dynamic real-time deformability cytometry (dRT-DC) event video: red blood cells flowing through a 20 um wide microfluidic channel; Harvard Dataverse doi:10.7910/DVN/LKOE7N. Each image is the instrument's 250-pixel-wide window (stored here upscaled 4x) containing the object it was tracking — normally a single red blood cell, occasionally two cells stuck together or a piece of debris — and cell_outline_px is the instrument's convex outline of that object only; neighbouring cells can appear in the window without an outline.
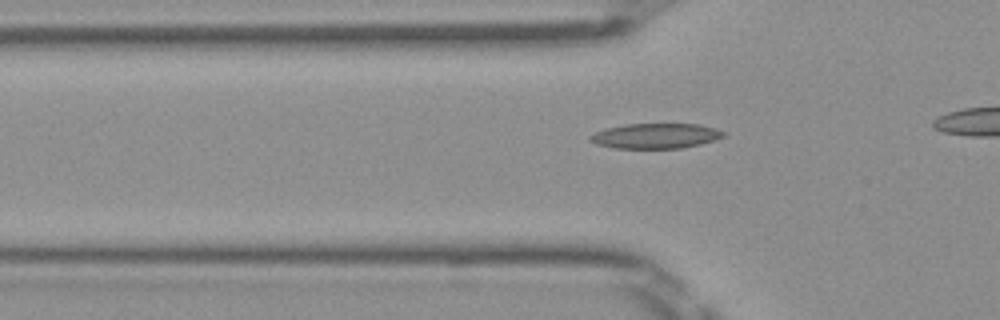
{"species": "Egyptian fruit bat (a non-hibernating species)", "species_latin": "Rousettus aegyptiacus", "temperature_condition": "room temperature", "stored_images_in_passage": 21, "camera_frame_rate_fps": 3000, "um_per_image_px": 0.085, "frame": {"image": 1, "passage_image": 9, "time_ms": 2.667, "image_size_px": [1000, 320], "cell_outline_px": [[724, 136], [700, 144], [680, 148], [616, 148], [596, 144], [588, 140], [588, 136], [604, 128], [624, 124], [700, 124], [716, 128], [724, 132]], "centroid_in_image_um": [55.68, 11.54], "position_along_channel_um": 70.1, "area_um2": 19.48}}
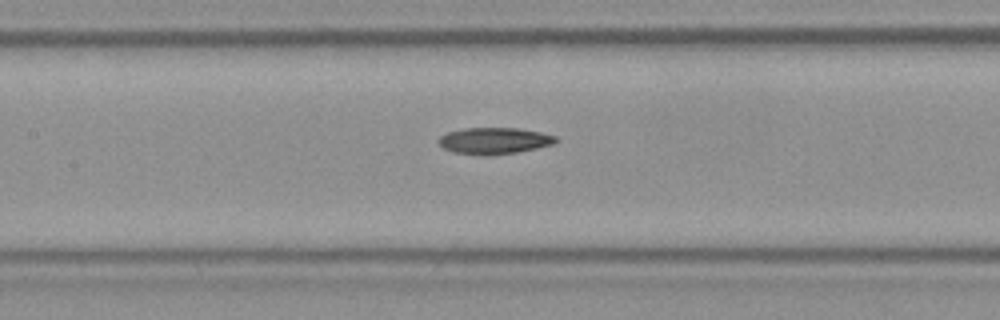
{"frame": {"image": 2, "passage_image": 16, "time_ms": 5.0, "image_size_px": [1000, 320], "cell_outline_px": [[560, 140], [556, 144], [516, 152], [484, 156], [480, 156], [452, 152], [444, 148], [436, 140], [440, 136], [448, 132], [464, 128], [520, 128], [540, 132], [556, 136]], "centroid_in_image_um": [42.02, 11.97], "position_along_channel_um": 165.4, "area_um2": 18.32}}
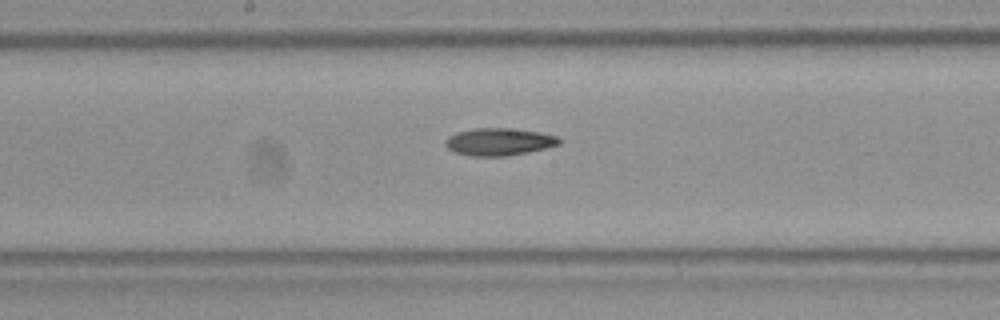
{"frame": {"image": 3, "passage_image": 19, "time_ms": 6.0, "image_size_px": [1000, 320], "cell_outline_px": [[564, 140], [560, 144], [528, 152], [508, 156], [472, 156], [452, 152], [444, 144], [444, 140], [448, 136], [456, 132], [476, 128], [508, 128], [540, 132], [560, 136]], "centroid_in_image_um": [42.42, 12.05], "position_along_channel_um": 205.8, "area_um2": 18.44}}